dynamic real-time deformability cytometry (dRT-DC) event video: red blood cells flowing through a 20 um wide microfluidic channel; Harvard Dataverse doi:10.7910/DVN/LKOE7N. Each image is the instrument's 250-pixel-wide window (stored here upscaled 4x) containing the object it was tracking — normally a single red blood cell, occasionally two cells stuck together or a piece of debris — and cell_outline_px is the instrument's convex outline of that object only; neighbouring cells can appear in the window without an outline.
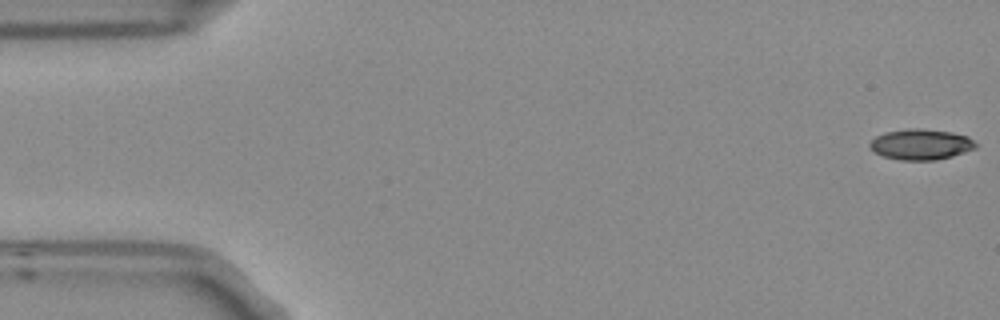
{"species": "Egyptian fruit bat (a non-hibernating species)", "species_latin": "Rousettus aegyptiacus", "temperature_condition": "room temperature", "stored_images_in_passage": 5, "camera_frame_rate_fps": 3000, "um_per_image_px": 0.085, "frame": {"image": 1, "passage_image": 1, "time_ms": 0.0, "image_size_px": [1000, 320], "cell_outline_px": [[976, 148], [952, 156], [936, 160], [900, 160], [884, 156], [876, 152], [868, 144], [876, 136], [884, 132], [908, 128], [920, 128], [952, 132], [968, 136], [976, 144]], "centroid_in_image_um": [78.28, 12.26], "position_along_channel_um": 6.7, "area_um2": 18.84}}
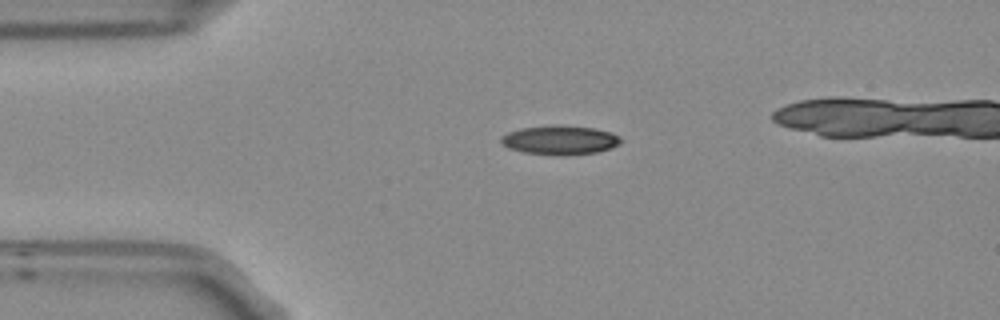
{"frame": {"image": 2, "passage_image": 4, "time_ms": 1.0, "image_size_px": [1000, 320], "cell_outline_px": [[620, 144], [612, 148], [596, 152], [524, 152], [508, 148], [500, 140], [500, 136], [508, 132], [520, 128], [556, 124], [596, 128], [608, 132], [616, 136], [620, 140]], "centroid_in_image_um": [47.55, 11.84], "position_along_channel_um": 37.4, "area_um2": 19.31}}